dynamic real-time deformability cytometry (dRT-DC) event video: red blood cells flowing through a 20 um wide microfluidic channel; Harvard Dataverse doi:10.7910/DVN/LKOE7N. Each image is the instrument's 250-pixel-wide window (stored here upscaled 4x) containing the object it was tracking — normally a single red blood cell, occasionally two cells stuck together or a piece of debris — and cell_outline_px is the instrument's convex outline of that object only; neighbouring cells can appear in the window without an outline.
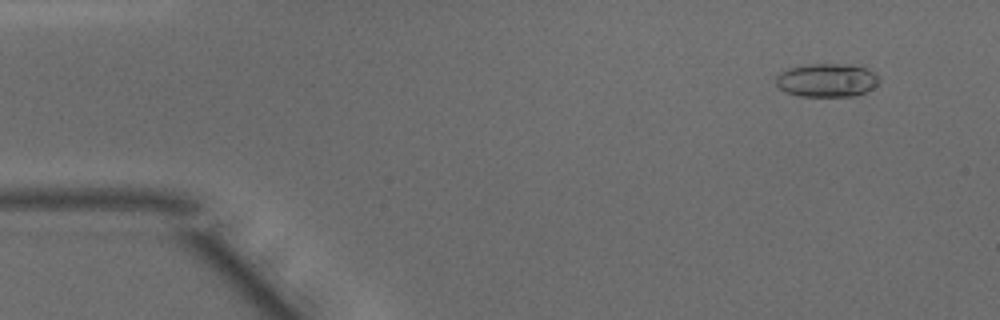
{"species": "common noctule bat (a hibernating species)", "species_latin": "Nyctalus noctula", "temperature_condition": "warm", "stored_images_in_passage": 48, "camera_frame_rate_fps": 3000, "um_per_image_px": 0.085, "animal": {"sex": "male", "body_mass_g": 15.6}, "frame": {"image": 1, "passage_image": 4, "time_ms": 1.0, "image_size_px": [1000, 320], "cell_outline_px": [[880, 84], [868, 92], [856, 96], [800, 96], [784, 92], [776, 84], [776, 76], [780, 72], [788, 68], [804, 64], [848, 64], [868, 68], [880, 80]], "centroid_in_image_um": [70.3, 6.82], "position_along_channel_um": 14.7, "area_um2": 20.46}}
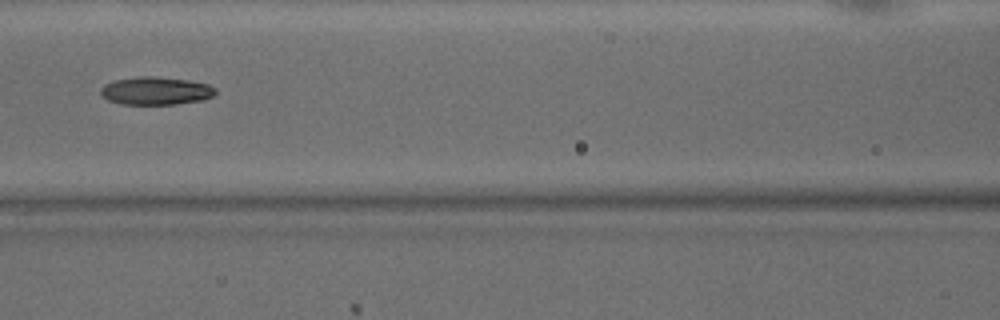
{"frame": {"image": 2, "passage_image": 21, "time_ms": 6.667, "image_size_px": [1000, 320], "cell_outline_px": [[216, 92], [212, 96], [204, 100], [176, 104], [120, 104], [108, 100], [100, 92], [100, 88], [104, 84], [112, 80], [140, 76], [156, 76], [188, 80], [208, 84], [216, 88]], "centroid_in_image_um": [13.24, 7.71], "position_along_channel_um": 153.4, "area_um2": 18.84}}
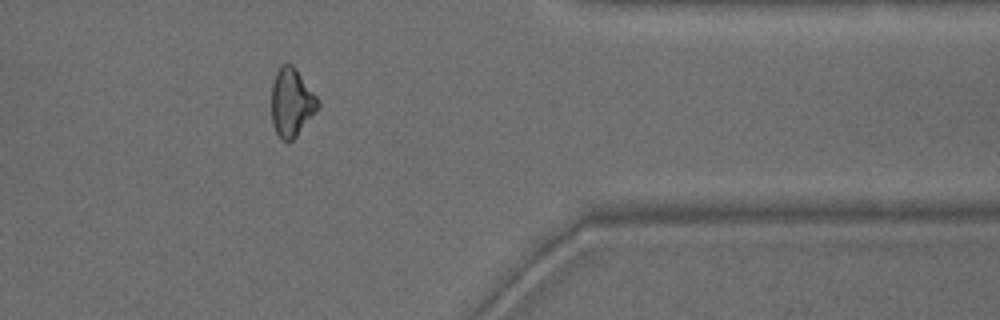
{"frame": {"image": 3, "passage_image": 39, "time_ms": 12.667, "image_size_px": [1000, 320], "cell_outline_px": [[320, 104], [316, 112], [296, 136], [292, 140], [284, 140], [276, 132], [272, 124], [272, 80], [280, 64], [292, 64], [296, 68], [320, 100]], "centroid_in_image_um": [24.79, 8.67], "position_along_channel_um": 386.6, "area_um2": 18.5}, "authors_computed_cell_mechanics": {"area_um2": 19.1318, "velocity_mm_per_s": 4.1886, "shape_relaxation_time_tau1_ms": 4.9433, "shape_relaxation_time_tau2_ms": 6.3128, "deformation_change_tau1": 0.151, "deformation_change_tau2": 0.1408}}